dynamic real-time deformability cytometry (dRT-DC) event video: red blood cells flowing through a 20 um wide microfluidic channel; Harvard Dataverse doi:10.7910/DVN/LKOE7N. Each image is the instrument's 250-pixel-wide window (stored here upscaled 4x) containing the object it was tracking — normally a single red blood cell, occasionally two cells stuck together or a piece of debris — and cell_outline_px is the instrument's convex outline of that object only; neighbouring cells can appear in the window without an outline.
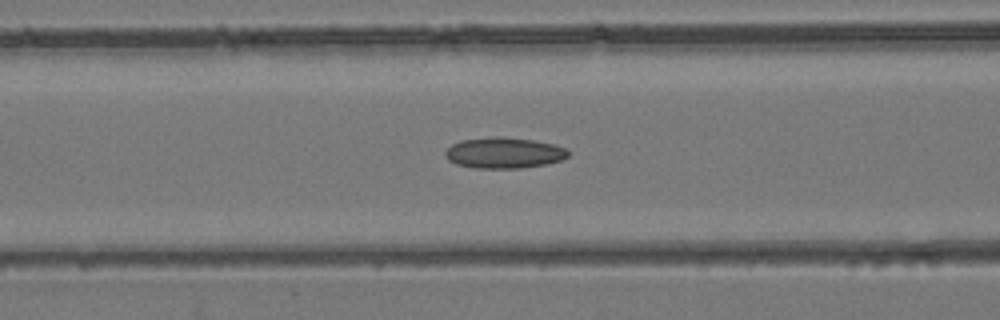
{"species": "common noctule bat (a hibernating species)", "species_latin": "Nyctalus noctula", "temperature_condition": "room temperature", "stored_images_in_passage": 33, "camera_frame_rate_fps": 3000, "um_per_image_px": 0.085, "animal": {"sex": "female", "body_mass_g": 24.6, "forearm_length_mm": 56.2}, "frame": {"image": 1, "passage_image": 7, "time_ms": 2.0, "image_size_px": [1000, 320], "cell_outline_px": [[568, 156], [560, 160], [548, 164], [520, 168], [472, 168], [456, 164], [448, 160], [444, 152], [452, 144], [460, 140], [496, 136], [532, 140], [552, 144], [564, 148], [568, 152]], "centroid_in_image_um": [42.8, 13.0], "position_along_channel_um": 123.8, "area_um2": 22.02}}
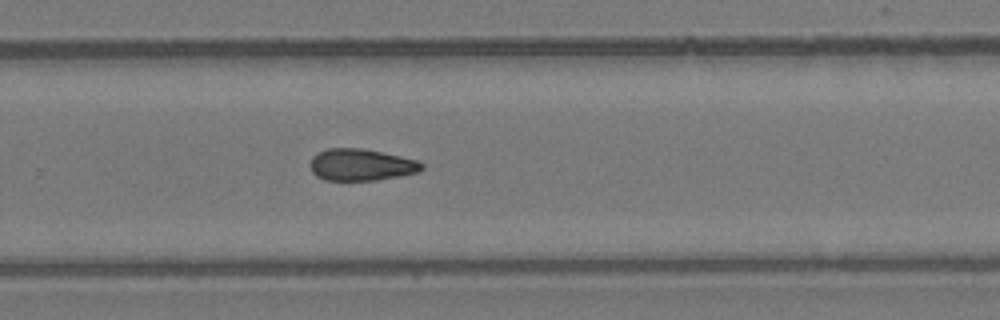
{"frame": {"image": 2, "passage_image": 18, "time_ms": 5.667, "image_size_px": [1000, 320], "cell_outline_px": [[424, 168], [420, 172], [400, 176], [376, 180], [324, 180], [316, 176], [312, 172], [312, 156], [316, 152], [328, 148], [360, 148], [400, 156], [416, 160], [424, 164]], "centroid_in_image_um": [30.71, 14.01], "position_along_channel_um": 299.1, "area_um2": 20.63}}
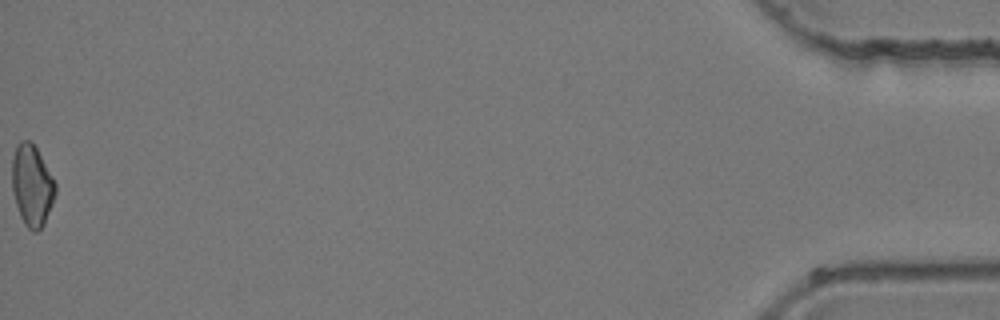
{"frame": {"image": 3, "passage_image": 33, "time_ms": 10.667, "image_size_px": [1000, 320], "cell_outline_px": [[56, 192], [52, 204], [44, 224], [36, 232], [32, 232], [24, 224], [20, 216], [16, 204], [12, 188], [12, 156], [16, 144], [20, 140], [28, 140], [36, 148], [52, 176], [56, 184]], "centroid_in_image_um": [2.7, 15.76], "position_along_channel_um": 432.5, "area_um2": 20.46}}